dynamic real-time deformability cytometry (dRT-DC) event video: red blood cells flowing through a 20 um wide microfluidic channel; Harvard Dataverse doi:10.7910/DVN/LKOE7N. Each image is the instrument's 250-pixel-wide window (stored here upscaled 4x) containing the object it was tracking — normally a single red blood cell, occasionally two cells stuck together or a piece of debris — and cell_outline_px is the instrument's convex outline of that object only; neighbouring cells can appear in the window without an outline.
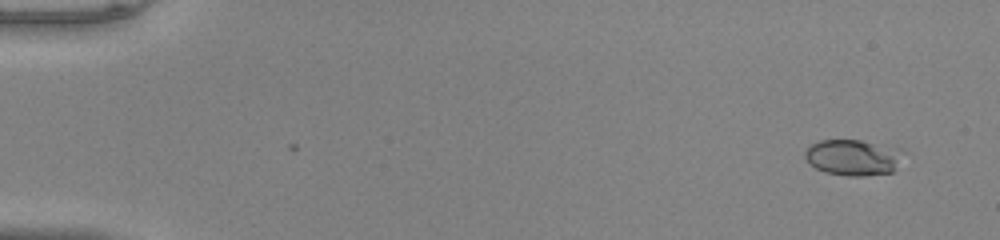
{"species": "common noctule bat (a hibernating species)", "species_latin": "Nyctalus noctula", "temperature_condition": "warm", "stored_images_in_passage": 2, "camera_frame_rate_fps": 3000, "um_per_image_px": 0.085, "animal": {"sex": "male", "body_mass_g": 20.0, "forearm_length_mm": 53.3}, "frame": {"image": 1, "passage_image": 2, "time_ms": 0.333, "image_size_px": [1000, 240], "cell_outline_px": [[908, 152], [892, 172], [864, 176], [848, 176], [824, 172], [816, 168], [804, 156], [804, 152], [812, 144], [820, 140], [860, 140], [904, 148]], "centroid_in_image_um": [72.61, 13.37], "position_along_channel_um": 12.4, "area_um2": 20.98}}